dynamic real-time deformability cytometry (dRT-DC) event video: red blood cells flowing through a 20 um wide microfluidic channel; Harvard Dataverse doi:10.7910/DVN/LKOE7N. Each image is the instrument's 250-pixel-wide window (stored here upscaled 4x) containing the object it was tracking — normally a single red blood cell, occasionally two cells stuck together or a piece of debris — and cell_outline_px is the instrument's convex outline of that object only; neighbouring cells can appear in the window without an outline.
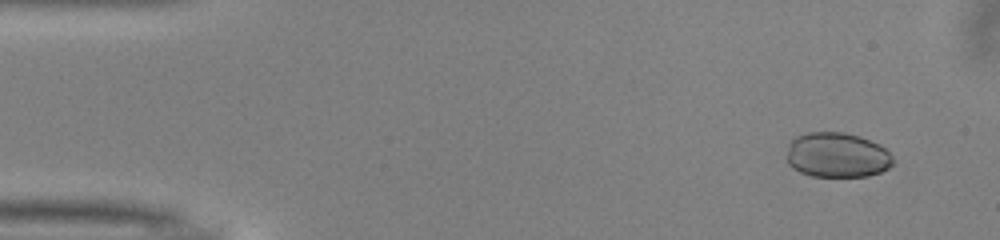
{"species": "common noctule bat (a hibernating species)", "species_latin": "Nyctalus noctula", "temperature_condition": "warm", "stored_images_in_passage": 51, "camera_frame_rate_fps": 3000, "um_per_image_px": 0.085, "animal": {"sex": "male", "body_mass_g": 13.0, "forearm_length_mm": 53.1}, "frame": {"image": 1, "passage_image": 4, "time_ms": 1.0, "image_size_px": [1000, 240], "cell_outline_px": [[892, 164], [888, 168], [880, 172], [868, 176], [812, 176], [800, 172], [792, 168], [788, 164], [788, 144], [796, 136], [808, 132], [844, 132], [860, 136], [880, 144], [892, 156]], "centroid_in_image_um": [71.15, 13.17], "position_along_channel_um": 13.9, "area_um2": 27.86}}
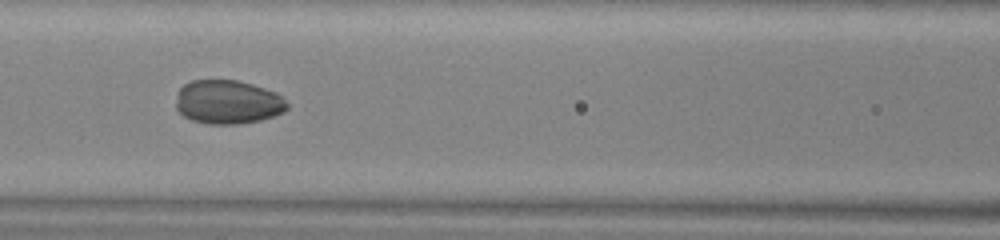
{"frame": {"image": 2, "passage_image": 22, "time_ms": 7.0, "image_size_px": [1000, 240], "cell_outline_px": [[288, 108], [284, 112], [260, 120], [236, 124], [208, 124], [192, 120], [184, 116], [176, 108], [176, 104], [180, 88], [184, 84], [192, 80], [236, 80], [252, 84], [276, 92], [288, 104]], "centroid_in_image_um": [19.37, 8.67], "position_along_channel_um": 147.2, "area_um2": 28.26}}
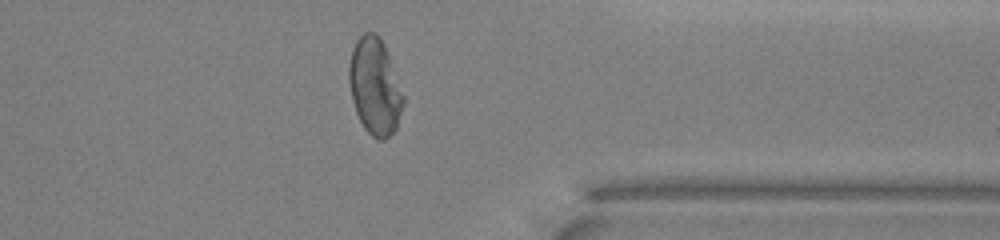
{"frame": {"image": 3, "passage_image": 40, "time_ms": 13.0, "image_size_px": [1000, 240], "cell_outline_px": [[404, 104], [396, 128], [384, 140], [380, 140], [372, 136], [364, 128], [356, 112], [352, 100], [348, 84], [348, 64], [352, 48], [356, 40], [364, 32], [376, 32], [380, 36], [384, 44], [404, 96]], "centroid_in_image_um": [31.84, 7.33], "position_along_channel_um": 379.6, "area_um2": 30.63}, "authors_computed_cell_mechanics": {"area_um2": 29.1312, "velocity_mm_per_s": 4.0497, "shape_relaxation_time_tau1_ms": 2.0967, "shape_relaxation_time_tau2_ms": 0.8797, "deformation_change_tau1": 0.0739, "deformation_change_tau2": 0.0277}}